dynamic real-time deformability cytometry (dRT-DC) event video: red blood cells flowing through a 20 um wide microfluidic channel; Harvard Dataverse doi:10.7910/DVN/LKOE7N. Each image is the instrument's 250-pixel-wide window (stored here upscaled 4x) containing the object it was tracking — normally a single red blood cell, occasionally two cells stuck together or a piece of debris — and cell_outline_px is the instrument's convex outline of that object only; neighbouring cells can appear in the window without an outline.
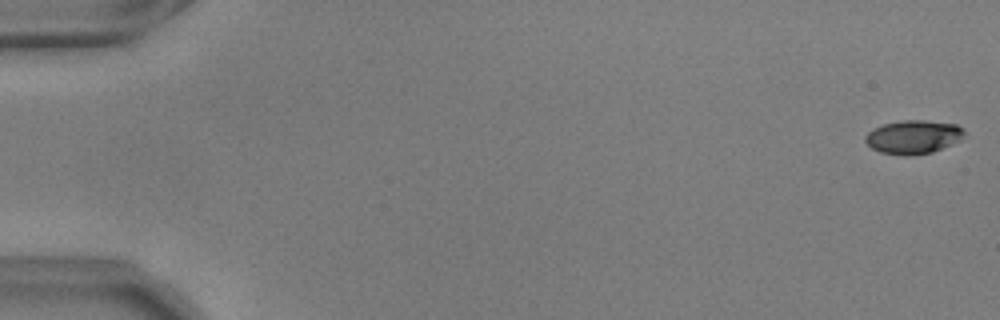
{"species": "common noctule bat (a hibernating species)", "species_latin": "Nyctalus noctula", "temperature_condition": "warm", "stored_images_in_passage": 56, "camera_frame_rate_fps": 3000, "um_per_image_px": 0.085, "animal": {"sex": "male", "body_mass_g": 17.9, "forearm_length_mm": 54.2}, "frame": {"image": 1, "passage_image": 1, "time_ms": 0.0, "image_size_px": [1000, 320], "cell_outline_px": [[964, 132], [960, 140], [932, 152], [904, 156], [880, 152], [872, 148], [864, 140], [864, 136], [872, 128], [884, 124], [904, 120], [924, 120], [956, 124], [964, 128]], "centroid_in_image_um": [77.6, 11.63], "position_along_channel_um": 7.4, "area_um2": 19.31}}
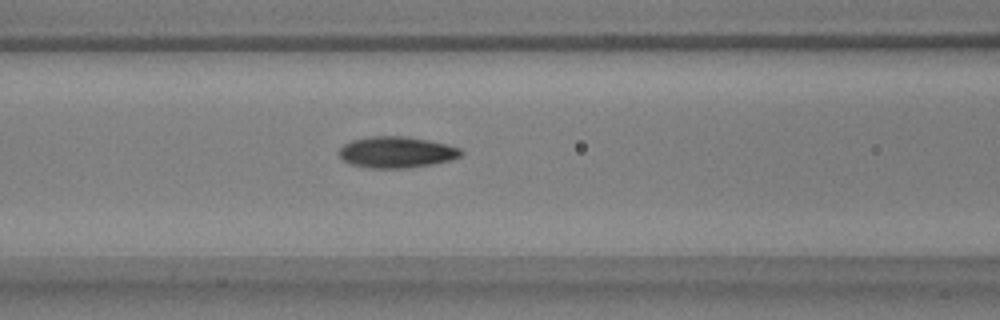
{"frame": {"image": 2, "passage_image": 24, "time_ms": 7.667, "image_size_px": [1000, 320], "cell_outline_px": [[464, 152], [460, 156], [448, 160], [432, 164], [408, 168], [368, 168], [352, 164], [344, 160], [340, 156], [340, 148], [344, 144], [352, 140], [368, 136], [404, 136], [428, 140], [448, 144], [460, 148]], "centroid_in_image_um": [33.71, 12.93], "position_along_channel_um": 132.9, "area_um2": 22.14}}
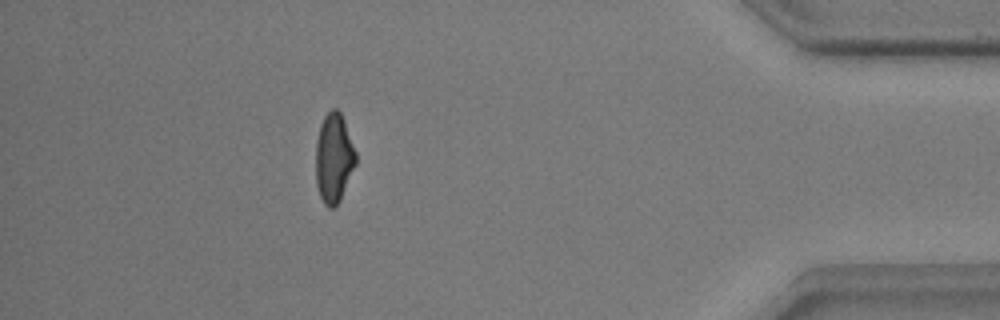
{"frame": {"image": 3, "passage_image": 50, "time_ms": 16.333, "image_size_px": [1000, 320], "cell_outline_px": [[356, 164], [340, 200], [332, 208], [328, 208], [324, 204], [320, 196], [316, 184], [316, 140], [320, 124], [324, 116], [332, 108], [336, 108], [340, 112], [344, 120], [356, 152]], "centroid_in_image_um": [28.37, 13.43], "position_along_channel_um": 406.8, "area_um2": 20.87}, "authors_computed_cell_mechanics": {"area_um2": 20.8947, "velocity_mm_per_s": 3.6707, "shape_relaxation_time_tau1_ms": 3.6231, "shape_relaxation_time_tau2_ms": 1.8111, "deformation_change_tau1": 0.1445, "deformation_change_tau2": 0.0748}}